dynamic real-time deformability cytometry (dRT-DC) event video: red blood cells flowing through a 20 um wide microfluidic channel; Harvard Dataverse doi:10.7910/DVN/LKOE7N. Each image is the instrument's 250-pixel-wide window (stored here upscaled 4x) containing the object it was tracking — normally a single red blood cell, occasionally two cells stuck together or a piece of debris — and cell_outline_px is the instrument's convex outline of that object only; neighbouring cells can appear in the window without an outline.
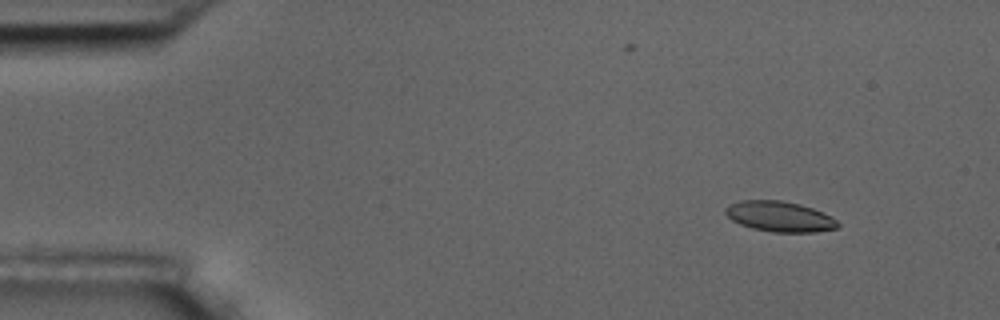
{"species": "common noctule bat (a hibernating species)", "species_latin": "Nyctalus noctula", "temperature_condition": "room temperature", "stored_images_in_passage": 4, "segment_of_instrument_passage": [1, 2], "camera_frame_rate_fps": 3000, "um_per_image_px": 0.085, "animal": {"sex": "male", "body_mass_g": 17.5, "forearm_length_mm": 52.3}, "frame": {"image": 1, "passage_image": 1, "time_ms": 0.0, "image_size_px": [1000, 320], "cell_outline_px": [[840, 224], [836, 228], [816, 232], [772, 232], [752, 228], [740, 224], [732, 220], [724, 212], [724, 208], [728, 204], [740, 200], [780, 200], [800, 204], [812, 208], [832, 216]], "centroid_in_image_um": [66.25, 18.4], "position_along_channel_um": 18.8, "area_um2": 20.0}}